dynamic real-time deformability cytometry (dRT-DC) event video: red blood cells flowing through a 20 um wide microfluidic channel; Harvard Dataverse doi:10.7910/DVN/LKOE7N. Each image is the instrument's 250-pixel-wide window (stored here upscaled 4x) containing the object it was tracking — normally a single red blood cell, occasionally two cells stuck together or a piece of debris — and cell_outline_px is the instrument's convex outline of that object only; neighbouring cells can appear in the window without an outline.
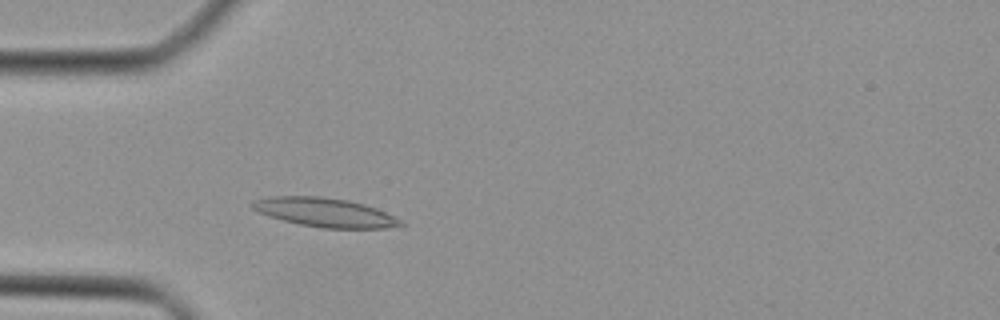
{"species": "Egyptian fruit bat (a non-hibernating species)", "species_latin": "Rousettus aegyptiacus", "temperature_condition": "cold", "stored_images_in_passage": 34, "camera_frame_rate_fps": 3000, "um_per_image_px": 0.085, "animal": {"sex": "female"}, "frame": {"image": 1, "passage_image": 2, "time_ms": 0.333, "image_size_px": [1000, 320], "cell_outline_px": [[404, 224], [384, 228], [320, 228], [300, 224], [268, 216], [252, 208], [252, 200], [268, 196], [320, 196], [348, 200], [364, 204], [376, 208], [404, 220]], "centroid_in_image_um": [27.62, 18.05], "position_along_channel_um": 57.4, "area_um2": 25.03}}
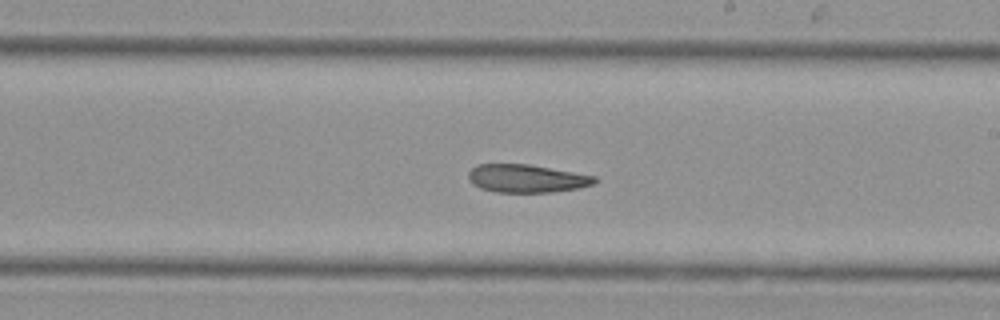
{"frame": {"image": 2, "passage_image": 15, "time_ms": 4.667, "image_size_px": [1000, 320], "cell_outline_px": [[596, 180], [592, 184], [580, 188], [552, 192], [496, 192], [480, 188], [472, 184], [468, 180], [468, 172], [476, 164], [528, 164], [596, 176]], "centroid_in_image_um": [44.72, 15.17], "position_along_channel_um": 244.3, "area_um2": 20.63}}
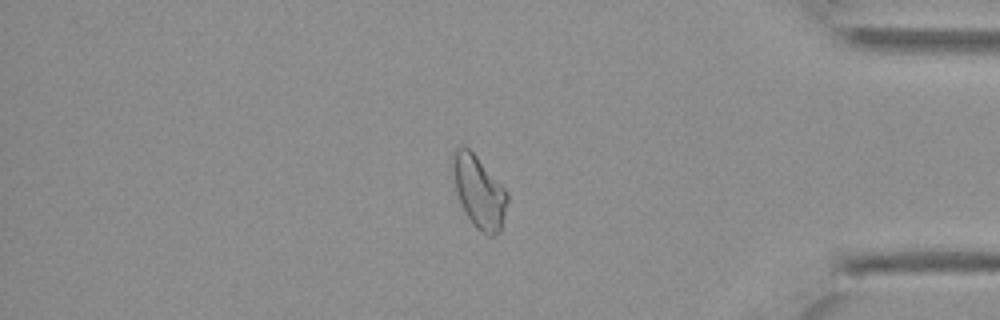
{"frame": {"image": 3, "passage_image": 27, "time_ms": 8.667, "image_size_px": [1000, 320], "cell_outline_px": [[508, 200], [500, 232], [492, 236], [488, 236], [480, 232], [472, 224], [460, 200], [456, 188], [452, 168], [452, 152], [460, 144], [464, 144], [476, 156], [508, 192]], "centroid_in_image_um": [40.71, 16.3], "position_along_channel_um": 394.5, "area_um2": 22.72}}